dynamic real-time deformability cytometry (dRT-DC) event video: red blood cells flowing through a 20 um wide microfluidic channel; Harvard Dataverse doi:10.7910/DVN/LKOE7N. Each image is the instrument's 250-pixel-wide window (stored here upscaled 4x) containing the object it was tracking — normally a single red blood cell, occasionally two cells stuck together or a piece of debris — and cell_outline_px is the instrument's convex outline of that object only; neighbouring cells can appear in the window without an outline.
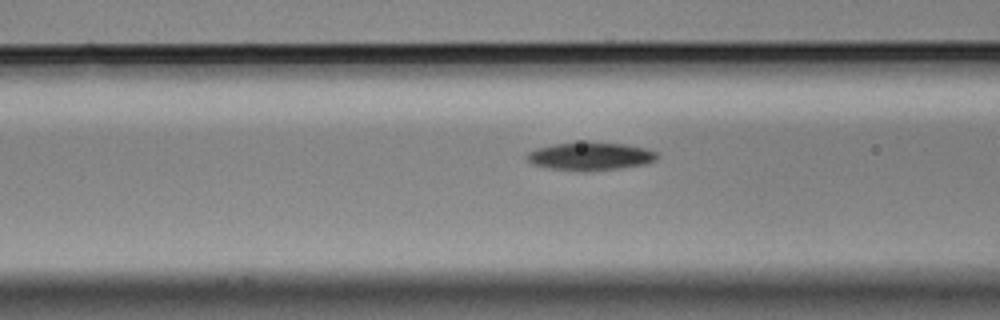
{"species": "Egyptian fruit bat (a non-hibernating species)", "species_latin": "Rousettus aegyptiacus", "temperature_condition": "cold", "stored_images_in_passage": 41, "camera_frame_rate_fps": 3000, "um_per_image_px": 0.085, "animal": {"sex": "male"}, "frame": {"image": 1, "passage_image": 17, "time_ms": 5.333, "image_size_px": [1000, 320], "cell_outline_px": [[660, 156], [656, 160], [644, 164], [620, 168], [552, 168], [532, 164], [524, 156], [528, 152], [536, 148], [552, 144], [584, 140], [588, 140], [624, 144], [648, 148], [656, 152]], "centroid_in_image_um": [50.2, 13.2], "position_along_channel_um": 116.4, "area_um2": 20.92}}
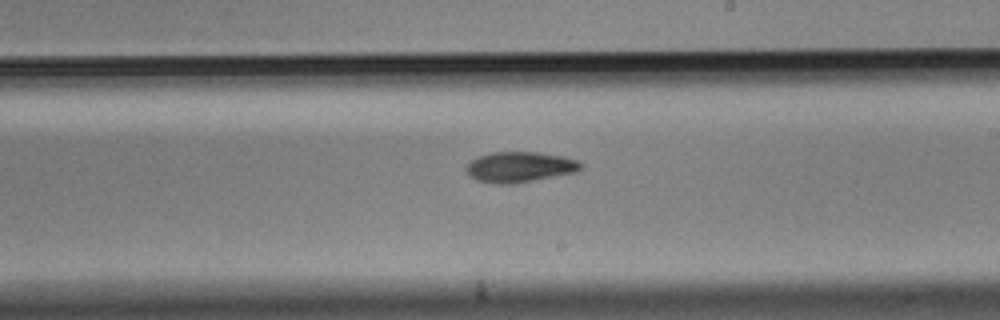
{"frame": {"image": 2, "passage_image": 28, "time_ms": 9.0, "image_size_px": [1000, 320], "cell_outline_px": [[584, 168], [576, 172], [512, 184], [496, 184], [476, 180], [464, 168], [472, 160], [480, 156], [492, 152], [536, 152], [564, 156], [580, 160], [584, 164]], "centroid_in_image_um": [44.24, 14.19], "position_along_channel_um": 244.8, "area_um2": 20.4}}
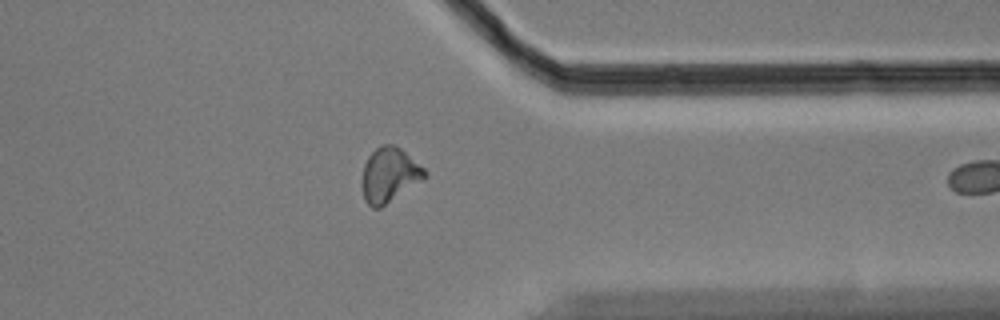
{"frame": {"image": 3, "passage_image": 40, "time_ms": 13.0, "image_size_px": [1000, 320], "cell_outline_px": [[428, 176], [380, 208], [372, 208], [364, 200], [364, 164], [368, 156], [380, 144], [396, 144], [424, 168], [428, 172]], "centroid_in_image_um": [33.13, 14.84], "position_along_channel_um": 378.3, "area_um2": 19.65}}